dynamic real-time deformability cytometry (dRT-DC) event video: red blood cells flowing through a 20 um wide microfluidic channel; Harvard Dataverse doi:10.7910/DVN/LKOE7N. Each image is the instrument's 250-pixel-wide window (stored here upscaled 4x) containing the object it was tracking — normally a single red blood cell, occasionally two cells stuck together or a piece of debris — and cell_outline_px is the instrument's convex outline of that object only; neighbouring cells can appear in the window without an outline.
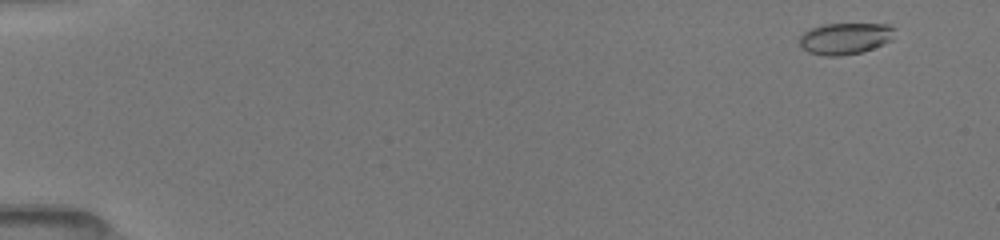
{"species": "common noctule bat (a hibernating species)", "species_latin": "Nyctalus noctula", "temperature_condition": "room temperature", "stored_images_in_passage": 51, "camera_frame_rate_fps": 3000, "um_per_image_px": 0.085, "animal": {"sex": "female", "body_mass_g": 19.5, "forearm_length_mm": 54.1}, "frame": {"image": 1, "passage_image": 3, "time_ms": 0.667, "image_size_px": [1000, 240], "cell_outline_px": [[896, 28], [892, 40], [884, 44], [860, 52], [840, 56], [824, 56], [808, 52], [800, 48], [800, 36], [804, 32], [812, 28], [824, 24], [888, 24]], "centroid_in_image_um": [71.85, 3.27], "position_along_channel_um": 13.2, "area_um2": 17.57}}
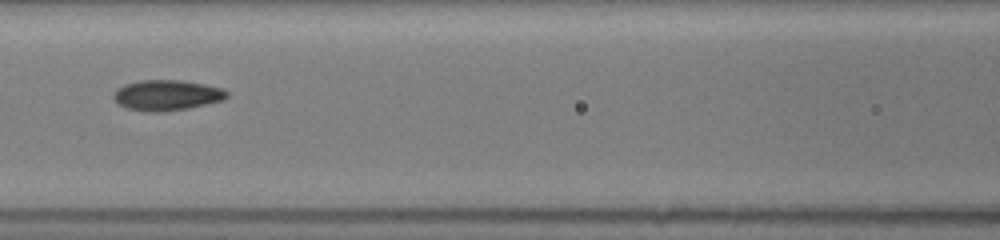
{"frame": {"image": 2, "passage_image": 24, "time_ms": 7.667, "image_size_px": [1000, 240], "cell_outline_px": [[228, 96], [224, 100], [208, 104], [188, 108], [160, 112], [144, 112], [128, 108], [120, 104], [112, 96], [116, 88], [124, 84], [140, 80], [180, 80], [204, 84], [220, 88], [228, 92]], "centroid_in_image_um": [14.17, 8.09], "position_along_channel_um": 152.4, "area_um2": 20.17}}
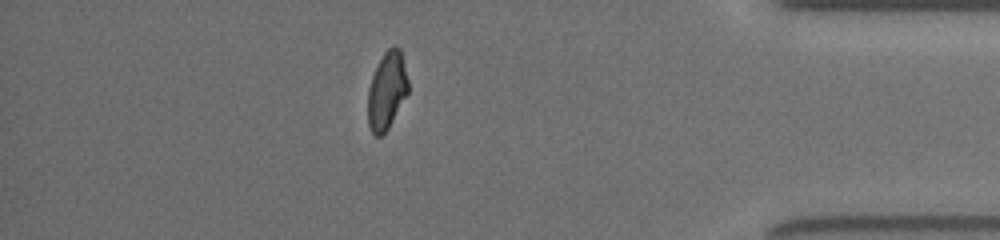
{"frame": {"image": 3, "passage_image": 45, "time_ms": 14.667, "image_size_px": [1000, 240], "cell_outline_px": [[408, 92], [388, 128], [380, 136], [376, 136], [372, 132], [368, 124], [368, 88], [372, 76], [384, 52], [388, 48], [400, 48], [408, 80]], "centroid_in_image_um": [32.87, 7.71], "position_along_channel_um": 402.3, "area_um2": 17.8}, "authors_computed_cell_mechanics": {"area_um2": 18.7272, "velocity_mm_per_s": 4.0347, "shape_relaxation_time_tau1_ms": 3.4404, "shape_relaxation_time_tau2_ms": 1.738, "deformation_change_tau1": 0.1622, "deformation_change_tau2": 0.0742}}